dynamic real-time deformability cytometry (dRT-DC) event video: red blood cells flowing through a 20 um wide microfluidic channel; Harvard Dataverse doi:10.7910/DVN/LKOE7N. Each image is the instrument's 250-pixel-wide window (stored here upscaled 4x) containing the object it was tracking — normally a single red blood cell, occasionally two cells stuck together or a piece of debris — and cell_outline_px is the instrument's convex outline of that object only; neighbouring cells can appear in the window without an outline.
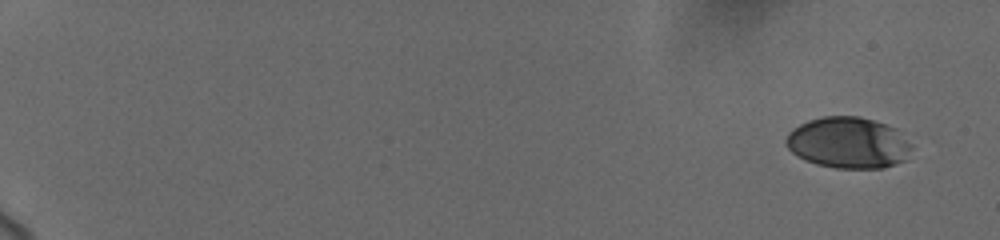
{"species": "human", "species_latin": "Homo sapiens", "temperature_condition": "cold", "stored_images_in_passage": 32, "camera_frame_rate_fps": 3000, "um_per_image_px": 0.085, "donor": {"sex": "female"}, "frame": {"image": 1, "passage_image": 1, "time_ms": 0.0, "image_size_px": [1000, 240], "cell_outline_px": [[912, 148], [908, 160], [884, 168], [836, 168], [816, 164], [804, 160], [796, 156], [784, 144], [784, 140], [788, 132], [792, 128], [808, 120], [824, 116], [860, 116], [896, 128], [912, 144]], "centroid_in_image_um": [72.1, 12.14], "position_along_channel_um": 12.9, "area_um2": 38.03}}
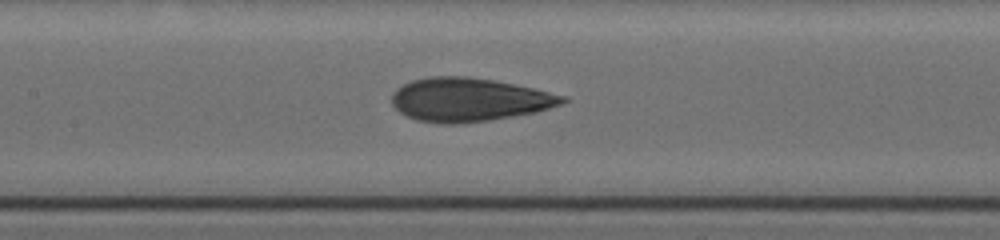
{"frame": {"image": 2, "passage_image": 17, "time_ms": 9.667, "image_size_px": [1000, 240], "cell_outline_px": [[568, 100], [560, 104], [536, 112], [488, 120], [456, 124], [444, 124], [416, 120], [400, 112], [392, 104], [392, 92], [396, 88], [412, 80], [428, 76], [468, 76], [492, 80], [532, 88], [564, 96]], "centroid_in_image_um": [39.81, 8.47], "position_along_channel_um": 167.6, "area_um2": 42.95}}
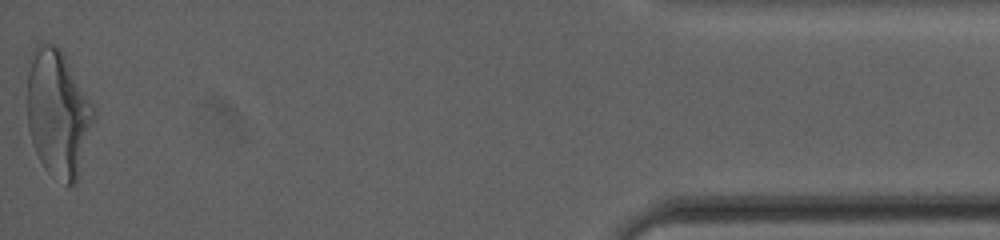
{"frame": {"image": 3, "passage_image": 32, "time_ms": 18.667, "image_size_px": [1000, 240], "cell_outline_px": [[96, 112], [76, 180], [72, 184], [68, 184], [48, 172], [44, 168], [32, 144], [28, 128], [28, 72], [32, 48], [36, 44], [52, 44], [60, 48], [96, 108]], "centroid_in_image_um": [4.92, 9.57], "position_along_channel_um": 430.3, "area_um2": 48.67}, "authors_computed_cell_mechanics": {"area_um2": 41.8183, "velocity_mm_per_s": 3.6968, "shape_relaxation_time_tau1_ms": 5.8847, "shape_relaxation_time_tau2_ms": 0.9326, "deformation_change_tau1": 0.1931, "deformation_change_tau2": 0.0691}}